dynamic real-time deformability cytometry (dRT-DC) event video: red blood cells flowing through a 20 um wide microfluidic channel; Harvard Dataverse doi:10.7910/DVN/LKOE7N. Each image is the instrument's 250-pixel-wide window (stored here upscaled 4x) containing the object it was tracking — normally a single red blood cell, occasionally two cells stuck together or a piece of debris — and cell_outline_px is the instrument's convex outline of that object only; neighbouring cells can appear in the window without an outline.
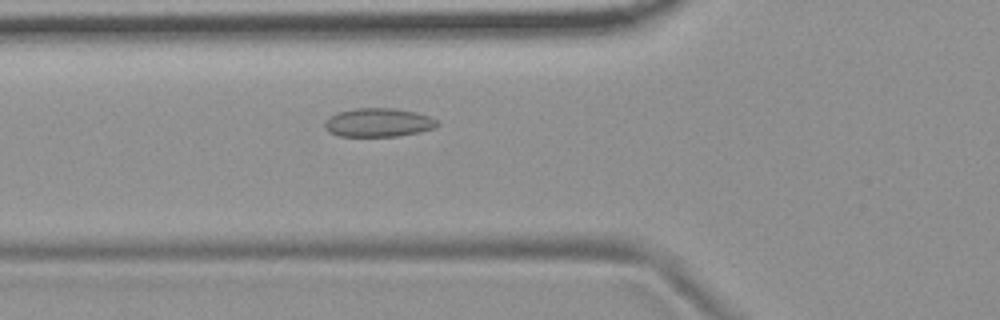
{"species": "common noctule bat (a hibernating species)", "species_latin": "Nyctalus noctula", "temperature_condition": "room temperature", "stored_images_in_passage": 34, "camera_frame_rate_fps": 3000, "um_per_image_px": 0.085, "animal": {"sex": "female", "body_mass_g": 19.9}, "frame": {"image": 1, "passage_image": 8, "time_ms": 2.333, "image_size_px": [1000, 320], "cell_outline_px": [[440, 124], [436, 128], [420, 132], [396, 136], [340, 136], [328, 132], [324, 128], [324, 124], [328, 116], [336, 112], [352, 108], [392, 108], [416, 112], [428, 116], [436, 120]], "centroid_in_image_um": [32.13, 10.41], "position_along_channel_um": 93.7, "area_um2": 19.02}}
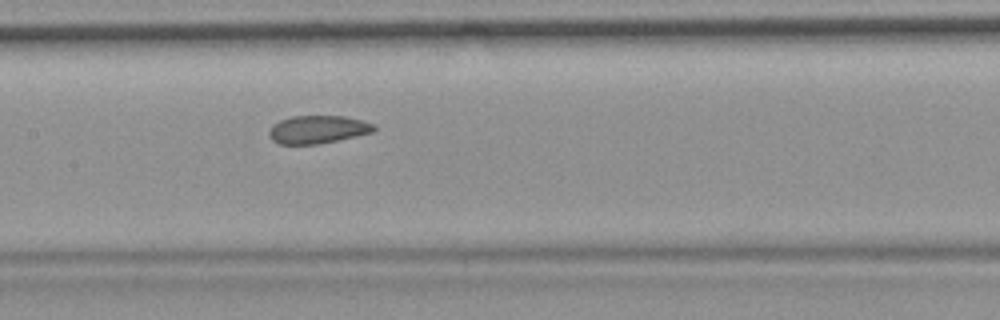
{"frame": {"image": 2, "passage_image": 15, "time_ms": 4.667, "image_size_px": [1000, 320], "cell_outline_px": [[376, 128], [372, 132], [320, 144], [280, 144], [272, 140], [268, 136], [268, 132], [272, 124], [280, 120], [292, 116], [344, 116], [360, 120], [372, 124]], "centroid_in_image_um": [26.94, 11.01], "position_along_channel_um": 180.5, "area_um2": 16.99}}
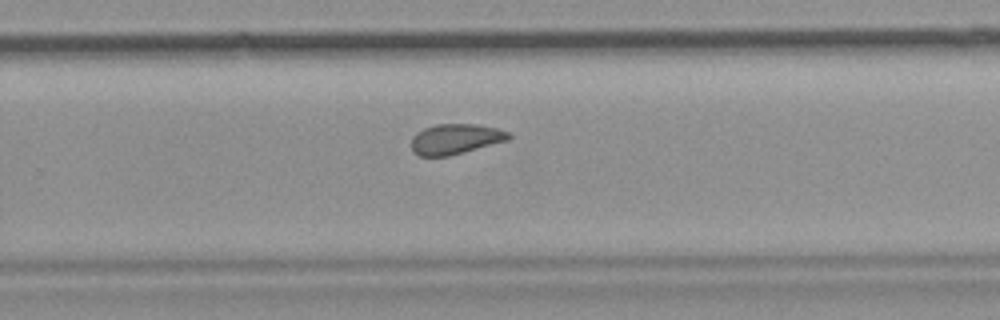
{"frame": {"image": 3, "passage_image": 24, "time_ms": 7.667, "image_size_px": [1000, 320], "cell_outline_px": [[512, 136], [508, 140], [464, 152], [448, 156], [420, 156], [412, 152], [412, 136], [416, 132], [424, 128], [436, 124], [476, 124], [496, 128], [512, 132]], "centroid_in_image_um": [38.72, 11.81], "position_along_channel_um": 291.1, "area_um2": 17.28}, "authors_computed_cell_mechanics": {"area_um2": 18.0047, "velocity_mm_per_s": 3.712, "shape_relaxation_time_tau1_ms": null, "shape_relaxation_time_tau2_ms": 3.7902, "deformation_change_tau1": null, "deformation_change_tau2": 0.0729}}